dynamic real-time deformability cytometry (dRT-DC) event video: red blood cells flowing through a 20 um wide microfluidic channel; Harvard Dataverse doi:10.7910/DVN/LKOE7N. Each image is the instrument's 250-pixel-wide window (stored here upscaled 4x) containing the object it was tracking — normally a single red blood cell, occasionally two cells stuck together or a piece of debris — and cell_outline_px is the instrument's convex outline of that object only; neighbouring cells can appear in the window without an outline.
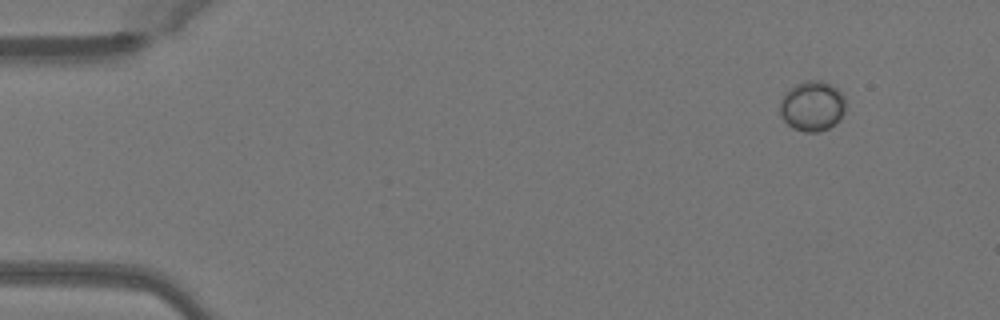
{"species": "Egyptian fruit bat (a non-hibernating species)", "species_latin": "Rousettus aegyptiacus", "temperature_condition": "warm", "stored_images_in_passage": 47, "camera_frame_rate_fps": 3000, "um_per_image_px": 0.085, "animal": {"sex": "female"}, "frame": {"image": 1, "passage_image": 1, "time_ms": 0.0, "image_size_px": [1000, 320], "cell_outline_px": [[848, 104], [840, 120], [828, 128], [816, 132], [804, 132], [792, 128], [784, 120], [780, 112], [780, 100], [784, 92], [788, 88], [796, 84], [808, 80], [820, 80], [832, 84], [844, 96]], "centroid_in_image_um": [69.06, 9.0], "position_along_channel_um": 15.9, "area_um2": 19.54}}
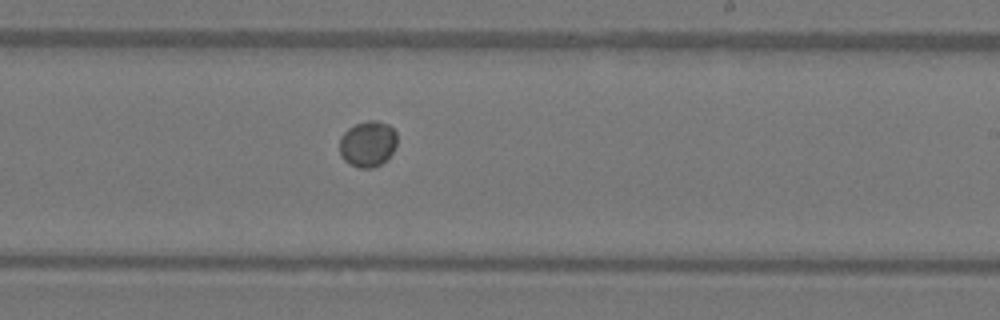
{"frame": {"image": 2, "passage_image": 27, "time_ms": 8.667, "image_size_px": [1000, 320], "cell_outline_px": [[396, 144], [392, 152], [380, 164], [372, 168], [360, 168], [348, 164], [340, 156], [340, 136], [348, 128], [356, 124], [368, 120], [376, 120], [388, 124], [396, 132]], "centroid_in_image_um": [31.23, 12.22], "position_along_channel_um": 257.8, "area_um2": 15.37}}
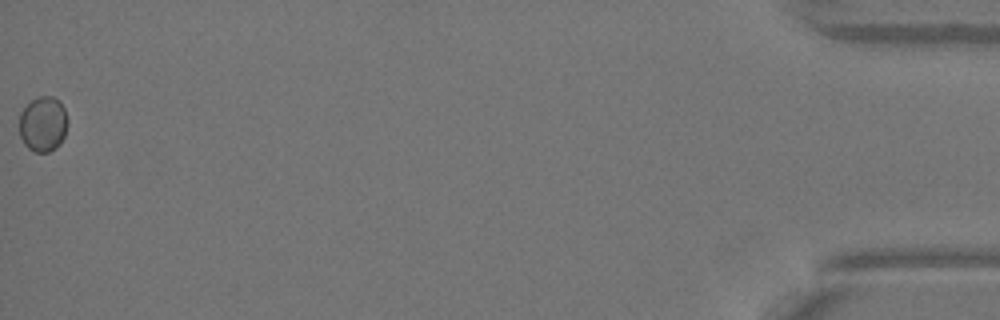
{"frame": {"image": 3, "passage_image": 47, "time_ms": 15.333, "image_size_px": [1000, 320], "cell_outline_px": [[68, 124], [64, 136], [60, 144], [56, 148], [48, 152], [36, 152], [28, 148], [24, 144], [20, 136], [20, 112], [32, 100], [40, 96], [52, 96], [60, 100], [64, 108], [68, 120]], "centroid_in_image_um": [3.68, 10.54], "position_along_channel_um": 431.5, "area_um2": 15.66}}